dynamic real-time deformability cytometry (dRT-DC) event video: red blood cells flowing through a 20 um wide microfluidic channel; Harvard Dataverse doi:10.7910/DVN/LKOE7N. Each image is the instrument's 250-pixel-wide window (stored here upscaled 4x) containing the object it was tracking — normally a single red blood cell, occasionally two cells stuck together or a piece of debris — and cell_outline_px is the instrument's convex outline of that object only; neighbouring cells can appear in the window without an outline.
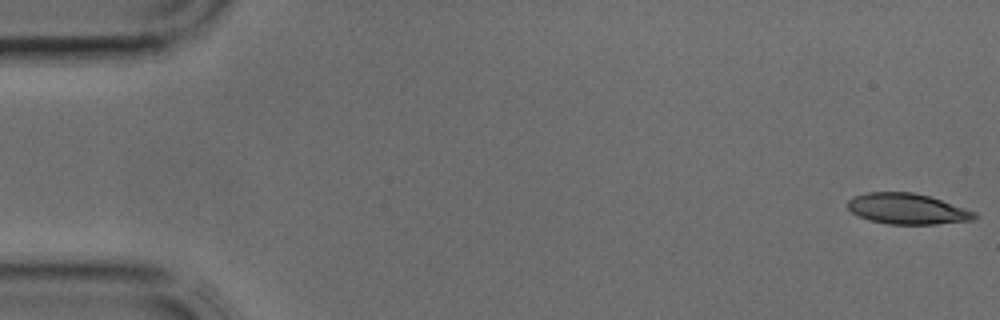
{"species": "common noctule bat (a hibernating species)", "species_latin": "Nyctalus noctula", "temperature_condition": "cold", "stored_images_in_passage": 7, "camera_frame_rate_fps": 3000, "um_per_image_px": 0.085, "animal": {"sex": "male", "body_mass_g": 17.9, "forearm_length_mm": 54.2}, "frame": {"image": 1, "passage_image": 1, "time_ms": 0.0, "image_size_px": [1000, 320], "cell_outline_px": [[980, 216], [976, 220], [936, 224], [888, 224], [868, 220], [852, 212], [848, 208], [848, 200], [852, 196], [868, 192], [912, 192], [928, 196], [976, 212]], "centroid_in_image_um": [77.13, 17.76], "position_along_channel_um": 7.9, "area_um2": 22.72}}